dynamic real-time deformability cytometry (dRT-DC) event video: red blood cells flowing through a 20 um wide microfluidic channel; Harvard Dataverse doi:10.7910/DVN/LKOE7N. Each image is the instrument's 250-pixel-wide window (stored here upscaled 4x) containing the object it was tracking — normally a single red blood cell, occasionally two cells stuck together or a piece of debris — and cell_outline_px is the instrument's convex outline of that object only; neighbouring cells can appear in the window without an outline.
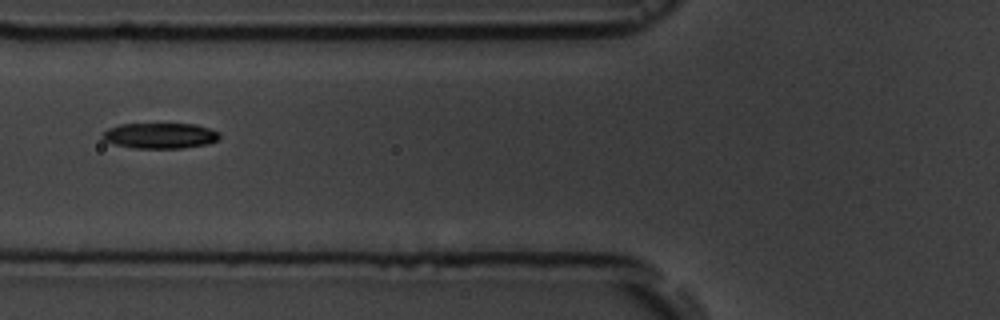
{"species": "common noctule bat (a hibernating species)", "species_latin": "Nyctalus noctula", "temperature_condition": "room temperature", "stored_images_in_passage": 11, "camera_frame_rate_fps": 3000, "um_per_image_px": 0.085, "animal": {"sex": "male", "body_mass_g": 19.5, "forearm_length_mm": 54.6}, "frame": {"image": 1, "passage_image": 2, "time_ms": 1.0, "image_size_px": [1000, 320], "cell_outline_px": [[220, 136], [216, 140], [208, 144], [180, 148], [136, 148], [116, 144], [104, 140], [100, 136], [108, 128], [120, 124], [196, 124], [220, 132]], "centroid_in_image_um": [13.61, 11.52], "position_along_channel_um": 112.2, "area_um2": 17.34}}
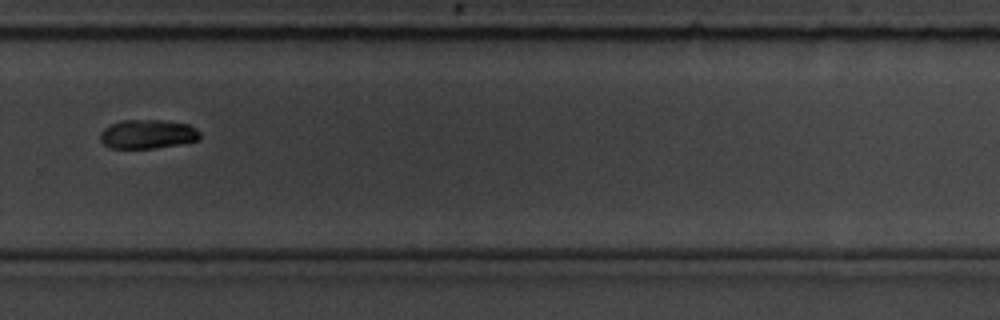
{"frame": {"image": 2, "passage_image": 7, "time_ms": 6.667, "image_size_px": [1000, 320], "cell_outline_px": [[200, 140], [156, 148], [112, 148], [104, 144], [100, 140], [100, 132], [104, 128], [120, 120], [160, 120], [188, 124], [196, 128], [200, 132]], "centroid_in_image_um": [12.55, 11.4], "position_along_channel_um": 317.2, "area_um2": 16.88}}